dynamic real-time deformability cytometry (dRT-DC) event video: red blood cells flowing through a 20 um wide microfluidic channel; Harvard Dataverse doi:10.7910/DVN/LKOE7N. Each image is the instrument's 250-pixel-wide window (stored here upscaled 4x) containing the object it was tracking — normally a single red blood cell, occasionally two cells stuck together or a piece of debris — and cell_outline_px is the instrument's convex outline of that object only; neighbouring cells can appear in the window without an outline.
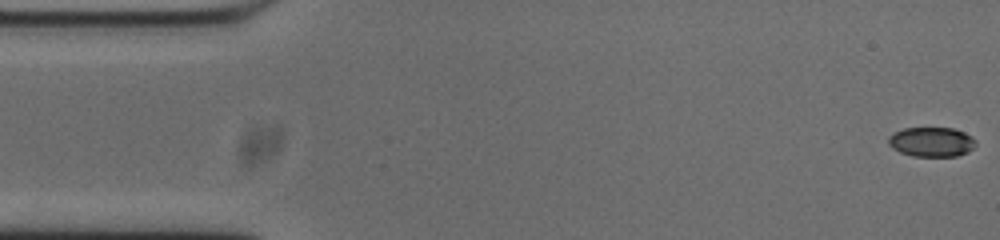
{"species": "common noctule bat (a hibernating species)", "species_latin": "Nyctalus noctula", "temperature_condition": "cold", "stored_images_in_passage": 54, "camera_frame_rate_fps": 3000, "um_per_image_px": 0.085, "animal": {"sex": "male", "body_mass_g": 20.0, "forearm_length_mm": 53.3}, "frame": {"image": 1, "passage_image": 1, "time_ms": 0.0, "image_size_px": [1000, 240], "cell_outline_px": [[976, 144], [968, 152], [956, 156], [912, 156], [900, 152], [892, 148], [888, 144], [888, 136], [892, 132], [904, 128], [952, 128], [964, 132], [972, 136], [976, 140]], "centroid_in_image_um": [79.16, 12.06], "position_along_channel_um": 5.8, "area_um2": 15.2}}
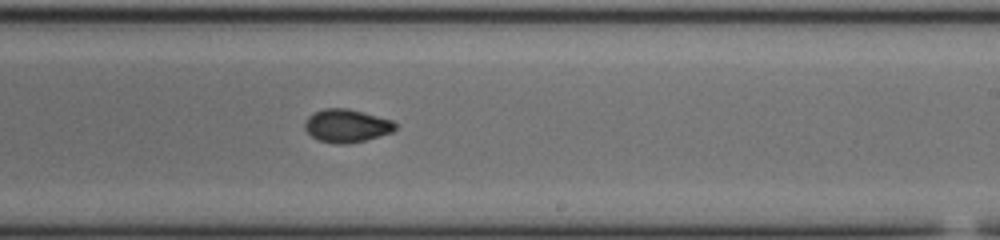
{"frame": {"image": 2, "passage_image": 31, "time_ms": 10.0, "image_size_px": [1000, 240], "cell_outline_px": [[396, 128], [392, 132], [380, 136], [348, 144], [336, 144], [320, 140], [312, 136], [304, 128], [304, 124], [308, 116], [324, 108], [348, 108], [392, 120], [396, 124]], "centroid_in_image_um": [29.47, 10.69], "position_along_channel_um": 259.5, "area_um2": 17.34}}
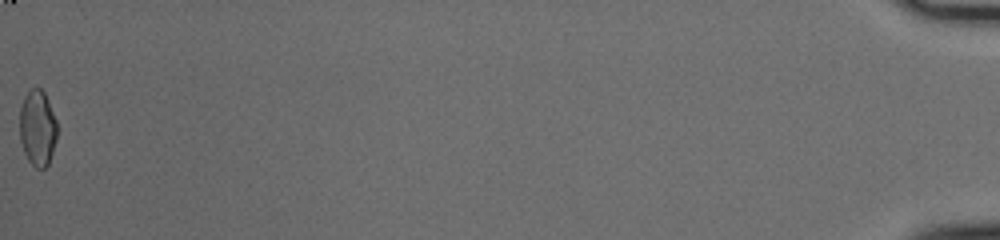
{"frame": {"image": 3, "passage_image": 54, "time_ms": 17.667, "image_size_px": [1000, 240], "cell_outline_px": [[56, 140], [48, 164], [44, 168], [36, 168], [28, 160], [24, 152], [20, 140], [20, 108], [24, 96], [32, 88], [40, 88], [44, 92], [48, 100], [56, 120]], "centroid_in_image_um": [3.18, 10.88], "position_along_channel_um": 432.0, "area_um2": 16.42}, "authors_computed_cell_mechanics": {"area_um2": 16.9065, "velocity_mm_per_s": 3.7455, "shape_relaxation_time_tau1_ms": 7.884, "shape_relaxation_time_tau2_ms": 2.501, "deformation_change_tau1": 0.1695, "deformation_change_tau2": 0.0498}}